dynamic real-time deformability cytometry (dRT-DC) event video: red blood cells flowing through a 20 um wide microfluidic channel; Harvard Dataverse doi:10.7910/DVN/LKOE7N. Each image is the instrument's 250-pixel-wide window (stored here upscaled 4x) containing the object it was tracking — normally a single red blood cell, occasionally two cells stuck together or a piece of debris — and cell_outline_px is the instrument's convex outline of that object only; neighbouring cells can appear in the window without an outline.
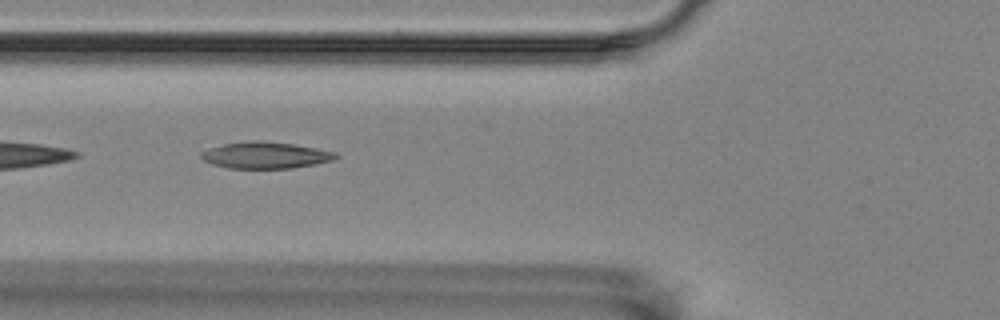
{"species": "Egyptian fruit bat (a non-hibernating species)", "species_latin": "Rousettus aegyptiacus", "temperature_condition": "room temperature", "stored_images_in_passage": 9, "camera_frame_rate_fps": 3000, "um_per_image_px": 0.085, "animal": {"sex": "female"}, "frame": {"image": 1, "passage_image": 8, "time_ms": 2.333, "image_size_px": [1000, 320], "cell_outline_px": [[340, 156], [332, 160], [292, 168], [228, 168], [212, 164], [204, 160], [200, 156], [200, 152], [208, 148], [224, 144], [252, 140], [260, 140], [292, 144], [316, 148], [336, 152]], "centroid_in_image_um": [22.53, 13.19], "position_along_channel_um": 103.3, "area_um2": 20.69}}